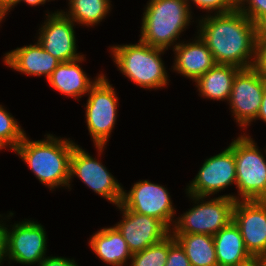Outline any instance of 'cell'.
I'll use <instances>...</instances> for the list:
<instances>
[{
  "label": "cell",
  "mask_w": 266,
  "mask_h": 266,
  "mask_svg": "<svg viewBox=\"0 0 266 266\" xmlns=\"http://www.w3.org/2000/svg\"><path fill=\"white\" fill-rule=\"evenodd\" d=\"M199 20L198 35L205 41L216 64L246 69L256 61L257 30L238 8ZM253 57V58H252ZM251 60V61H250Z\"/></svg>",
  "instance_id": "6da1fadb"
},
{
  "label": "cell",
  "mask_w": 266,
  "mask_h": 266,
  "mask_svg": "<svg viewBox=\"0 0 266 266\" xmlns=\"http://www.w3.org/2000/svg\"><path fill=\"white\" fill-rule=\"evenodd\" d=\"M75 145L70 139H60L51 134L38 141H31L25 135L13 151L37 179L52 190L70 186V160Z\"/></svg>",
  "instance_id": "7a4b0ae2"
},
{
  "label": "cell",
  "mask_w": 266,
  "mask_h": 266,
  "mask_svg": "<svg viewBox=\"0 0 266 266\" xmlns=\"http://www.w3.org/2000/svg\"><path fill=\"white\" fill-rule=\"evenodd\" d=\"M147 4L140 40L164 50L171 45L175 47L174 42L191 22L190 4L187 0H149Z\"/></svg>",
  "instance_id": "3957f363"
},
{
  "label": "cell",
  "mask_w": 266,
  "mask_h": 266,
  "mask_svg": "<svg viewBox=\"0 0 266 266\" xmlns=\"http://www.w3.org/2000/svg\"><path fill=\"white\" fill-rule=\"evenodd\" d=\"M164 51L141 40L137 44L111 47L118 70L141 88L147 89H158L168 84L166 68L160 56Z\"/></svg>",
  "instance_id": "277c9868"
},
{
  "label": "cell",
  "mask_w": 266,
  "mask_h": 266,
  "mask_svg": "<svg viewBox=\"0 0 266 266\" xmlns=\"http://www.w3.org/2000/svg\"><path fill=\"white\" fill-rule=\"evenodd\" d=\"M188 196L195 200L194 203L197 206L195 205L175 220L171 231L172 236L199 233L214 236L233 220V208L238 200L237 196L223 195L209 201H205L204 196Z\"/></svg>",
  "instance_id": "5b68a950"
},
{
  "label": "cell",
  "mask_w": 266,
  "mask_h": 266,
  "mask_svg": "<svg viewBox=\"0 0 266 266\" xmlns=\"http://www.w3.org/2000/svg\"><path fill=\"white\" fill-rule=\"evenodd\" d=\"M234 157L238 200H266V159L251 137L234 140Z\"/></svg>",
  "instance_id": "8992f818"
},
{
  "label": "cell",
  "mask_w": 266,
  "mask_h": 266,
  "mask_svg": "<svg viewBox=\"0 0 266 266\" xmlns=\"http://www.w3.org/2000/svg\"><path fill=\"white\" fill-rule=\"evenodd\" d=\"M88 95L86 123L98 154L101 155L115 126L118 97L105 75L91 87Z\"/></svg>",
  "instance_id": "52a82bcc"
},
{
  "label": "cell",
  "mask_w": 266,
  "mask_h": 266,
  "mask_svg": "<svg viewBox=\"0 0 266 266\" xmlns=\"http://www.w3.org/2000/svg\"><path fill=\"white\" fill-rule=\"evenodd\" d=\"M1 224L5 235L6 259L8 257L9 261L24 265H38L46 258L47 237L41 224L26 220L12 225V230Z\"/></svg>",
  "instance_id": "ba28073f"
},
{
  "label": "cell",
  "mask_w": 266,
  "mask_h": 266,
  "mask_svg": "<svg viewBox=\"0 0 266 266\" xmlns=\"http://www.w3.org/2000/svg\"><path fill=\"white\" fill-rule=\"evenodd\" d=\"M170 197L165 187L141 180L134 183L127 193L123 190L120 205L130 211L161 220L170 229L175 222L173 218L176 213Z\"/></svg>",
  "instance_id": "9c48e42d"
},
{
  "label": "cell",
  "mask_w": 266,
  "mask_h": 266,
  "mask_svg": "<svg viewBox=\"0 0 266 266\" xmlns=\"http://www.w3.org/2000/svg\"><path fill=\"white\" fill-rule=\"evenodd\" d=\"M77 176L95 193L118 206L122 200L123 187L99 162L78 145H75L70 160V181Z\"/></svg>",
  "instance_id": "30bf717a"
},
{
  "label": "cell",
  "mask_w": 266,
  "mask_h": 266,
  "mask_svg": "<svg viewBox=\"0 0 266 266\" xmlns=\"http://www.w3.org/2000/svg\"><path fill=\"white\" fill-rule=\"evenodd\" d=\"M266 80L254 68L241 69L235 76L229 105L240 127L256 120L260 109Z\"/></svg>",
  "instance_id": "8fae6325"
},
{
  "label": "cell",
  "mask_w": 266,
  "mask_h": 266,
  "mask_svg": "<svg viewBox=\"0 0 266 266\" xmlns=\"http://www.w3.org/2000/svg\"><path fill=\"white\" fill-rule=\"evenodd\" d=\"M236 184L234 141L222 152L206 159L188 185L187 195L209 197L230 184Z\"/></svg>",
  "instance_id": "7c38bea8"
},
{
  "label": "cell",
  "mask_w": 266,
  "mask_h": 266,
  "mask_svg": "<svg viewBox=\"0 0 266 266\" xmlns=\"http://www.w3.org/2000/svg\"><path fill=\"white\" fill-rule=\"evenodd\" d=\"M233 221L238 226L245 247L252 257L266 254V200H237Z\"/></svg>",
  "instance_id": "4fadbf2b"
},
{
  "label": "cell",
  "mask_w": 266,
  "mask_h": 266,
  "mask_svg": "<svg viewBox=\"0 0 266 266\" xmlns=\"http://www.w3.org/2000/svg\"><path fill=\"white\" fill-rule=\"evenodd\" d=\"M117 207L122 211L123 219L114 226L120 231L132 254L143 251L171 234V229L161 220L130 211L120 204Z\"/></svg>",
  "instance_id": "5bb4252c"
},
{
  "label": "cell",
  "mask_w": 266,
  "mask_h": 266,
  "mask_svg": "<svg viewBox=\"0 0 266 266\" xmlns=\"http://www.w3.org/2000/svg\"><path fill=\"white\" fill-rule=\"evenodd\" d=\"M48 18L39 29L38 42L43 49L61 62L76 60L83 55L76 53L74 22L63 11L46 15Z\"/></svg>",
  "instance_id": "9a60e30c"
},
{
  "label": "cell",
  "mask_w": 266,
  "mask_h": 266,
  "mask_svg": "<svg viewBox=\"0 0 266 266\" xmlns=\"http://www.w3.org/2000/svg\"><path fill=\"white\" fill-rule=\"evenodd\" d=\"M4 62L15 71L32 76L44 75L48 79L54 69L61 63L45 51L37 41V44L23 46L7 52Z\"/></svg>",
  "instance_id": "2e32d148"
},
{
  "label": "cell",
  "mask_w": 266,
  "mask_h": 266,
  "mask_svg": "<svg viewBox=\"0 0 266 266\" xmlns=\"http://www.w3.org/2000/svg\"><path fill=\"white\" fill-rule=\"evenodd\" d=\"M194 41L187 44L177 43L172 49L175 51L174 71L196 81L216 62L205 41L199 35Z\"/></svg>",
  "instance_id": "e0dca14e"
},
{
  "label": "cell",
  "mask_w": 266,
  "mask_h": 266,
  "mask_svg": "<svg viewBox=\"0 0 266 266\" xmlns=\"http://www.w3.org/2000/svg\"><path fill=\"white\" fill-rule=\"evenodd\" d=\"M84 58L83 55L73 61L61 62L51 76L46 79L49 85L61 94L73 98H81L82 95L89 93L91 87L103 74H99L95 80L90 81V78L80 67V62L82 63Z\"/></svg>",
  "instance_id": "ac0fdd59"
},
{
  "label": "cell",
  "mask_w": 266,
  "mask_h": 266,
  "mask_svg": "<svg viewBox=\"0 0 266 266\" xmlns=\"http://www.w3.org/2000/svg\"><path fill=\"white\" fill-rule=\"evenodd\" d=\"M89 246L103 262L124 266L132 253L120 231L115 227L103 228L90 237Z\"/></svg>",
  "instance_id": "d6986e66"
},
{
  "label": "cell",
  "mask_w": 266,
  "mask_h": 266,
  "mask_svg": "<svg viewBox=\"0 0 266 266\" xmlns=\"http://www.w3.org/2000/svg\"><path fill=\"white\" fill-rule=\"evenodd\" d=\"M213 238L218 266H234L252 258L245 247L241 232L233 220L217 232Z\"/></svg>",
  "instance_id": "ffe728a7"
},
{
  "label": "cell",
  "mask_w": 266,
  "mask_h": 266,
  "mask_svg": "<svg viewBox=\"0 0 266 266\" xmlns=\"http://www.w3.org/2000/svg\"><path fill=\"white\" fill-rule=\"evenodd\" d=\"M240 70L234 65L215 64L195 81L200 95L210 100L229 101L235 76Z\"/></svg>",
  "instance_id": "44dd1931"
},
{
  "label": "cell",
  "mask_w": 266,
  "mask_h": 266,
  "mask_svg": "<svg viewBox=\"0 0 266 266\" xmlns=\"http://www.w3.org/2000/svg\"><path fill=\"white\" fill-rule=\"evenodd\" d=\"M173 237L184 249L191 266H218L213 236L199 233Z\"/></svg>",
  "instance_id": "7402d4cb"
},
{
  "label": "cell",
  "mask_w": 266,
  "mask_h": 266,
  "mask_svg": "<svg viewBox=\"0 0 266 266\" xmlns=\"http://www.w3.org/2000/svg\"><path fill=\"white\" fill-rule=\"evenodd\" d=\"M68 6L69 11L63 13L74 23L86 26L97 25L111 10L110 0H69Z\"/></svg>",
  "instance_id": "603a6c76"
},
{
  "label": "cell",
  "mask_w": 266,
  "mask_h": 266,
  "mask_svg": "<svg viewBox=\"0 0 266 266\" xmlns=\"http://www.w3.org/2000/svg\"><path fill=\"white\" fill-rule=\"evenodd\" d=\"M19 123L0 105V150L9 147L14 150L26 135Z\"/></svg>",
  "instance_id": "cb8c5ba5"
},
{
  "label": "cell",
  "mask_w": 266,
  "mask_h": 266,
  "mask_svg": "<svg viewBox=\"0 0 266 266\" xmlns=\"http://www.w3.org/2000/svg\"><path fill=\"white\" fill-rule=\"evenodd\" d=\"M168 257V236L160 242L150 245L143 251L134 253L131 266H165Z\"/></svg>",
  "instance_id": "d4e9b609"
},
{
  "label": "cell",
  "mask_w": 266,
  "mask_h": 266,
  "mask_svg": "<svg viewBox=\"0 0 266 266\" xmlns=\"http://www.w3.org/2000/svg\"><path fill=\"white\" fill-rule=\"evenodd\" d=\"M165 266H191L184 249L171 234L168 236V257Z\"/></svg>",
  "instance_id": "484cf974"
},
{
  "label": "cell",
  "mask_w": 266,
  "mask_h": 266,
  "mask_svg": "<svg viewBox=\"0 0 266 266\" xmlns=\"http://www.w3.org/2000/svg\"><path fill=\"white\" fill-rule=\"evenodd\" d=\"M238 9L252 22L257 23L266 14V0H244Z\"/></svg>",
  "instance_id": "4316f807"
},
{
  "label": "cell",
  "mask_w": 266,
  "mask_h": 266,
  "mask_svg": "<svg viewBox=\"0 0 266 266\" xmlns=\"http://www.w3.org/2000/svg\"><path fill=\"white\" fill-rule=\"evenodd\" d=\"M197 7L207 11H216L215 13H225L234 10L235 7L228 0H190ZM188 4L190 3L187 0Z\"/></svg>",
  "instance_id": "83f0119b"
},
{
  "label": "cell",
  "mask_w": 266,
  "mask_h": 266,
  "mask_svg": "<svg viewBox=\"0 0 266 266\" xmlns=\"http://www.w3.org/2000/svg\"><path fill=\"white\" fill-rule=\"evenodd\" d=\"M254 68L266 80V37L257 38L256 61Z\"/></svg>",
  "instance_id": "f1b7e54d"
},
{
  "label": "cell",
  "mask_w": 266,
  "mask_h": 266,
  "mask_svg": "<svg viewBox=\"0 0 266 266\" xmlns=\"http://www.w3.org/2000/svg\"><path fill=\"white\" fill-rule=\"evenodd\" d=\"M38 266H78L74 259L64 257H46Z\"/></svg>",
  "instance_id": "f546056e"
},
{
  "label": "cell",
  "mask_w": 266,
  "mask_h": 266,
  "mask_svg": "<svg viewBox=\"0 0 266 266\" xmlns=\"http://www.w3.org/2000/svg\"><path fill=\"white\" fill-rule=\"evenodd\" d=\"M257 38L266 37V14L256 23Z\"/></svg>",
  "instance_id": "4dcf8cb0"
},
{
  "label": "cell",
  "mask_w": 266,
  "mask_h": 266,
  "mask_svg": "<svg viewBox=\"0 0 266 266\" xmlns=\"http://www.w3.org/2000/svg\"><path fill=\"white\" fill-rule=\"evenodd\" d=\"M5 257H6L5 235L2 229V224L0 222V266L3 264V261L6 260L4 259Z\"/></svg>",
  "instance_id": "1f68e13d"
},
{
  "label": "cell",
  "mask_w": 266,
  "mask_h": 266,
  "mask_svg": "<svg viewBox=\"0 0 266 266\" xmlns=\"http://www.w3.org/2000/svg\"><path fill=\"white\" fill-rule=\"evenodd\" d=\"M261 119L266 123V85L262 96V101L260 105L259 112L257 114L256 120Z\"/></svg>",
  "instance_id": "d6a6232c"
},
{
  "label": "cell",
  "mask_w": 266,
  "mask_h": 266,
  "mask_svg": "<svg viewBox=\"0 0 266 266\" xmlns=\"http://www.w3.org/2000/svg\"><path fill=\"white\" fill-rule=\"evenodd\" d=\"M21 1L27 3L28 5H32V6H37V5H43L46 3V1L49 2V0H17L8 10L10 11V9H12L14 6H16L18 3H20Z\"/></svg>",
  "instance_id": "836d02e7"
},
{
  "label": "cell",
  "mask_w": 266,
  "mask_h": 266,
  "mask_svg": "<svg viewBox=\"0 0 266 266\" xmlns=\"http://www.w3.org/2000/svg\"><path fill=\"white\" fill-rule=\"evenodd\" d=\"M234 266H260L258 257H252L244 263Z\"/></svg>",
  "instance_id": "e575fe53"
},
{
  "label": "cell",
  "mask_w": 266,
  "mask_h": 266,
  "mask_svg": "<svg viewBox=\"0 0 266 266\" xmlns=\"http://www.w3.org/2000/svg\"><path fill=\"white\" fill-rule=\"evenodd\" d=\"M17 0H0V5L7 11Z\"/></svg>",
  "instance_id": "d590c367"
},
{
  "label": "cell",
  "mask_w": 266,
  "mask_h": 266,
  "mask_svg": "<svg viewBox=\"0 0 266 266\" xmlns=\"http://www.w3.org/2000/svg\"><path fill=\"white\" fill-rule=\"evenodd\" d=\"M235 8L241 6L244 0H228Z\"/></svg>",
  "instance_id": "8d00e7d4"
},
{
  "label": "cell",
  "mask_w": 266,
  "mask_h": 266,
  "mask_svg": "<svg viewBox=\"0 0 266 266\" xmlns=\"http://www.w3.org/2000/svg\"><path fill=\"white\" fill-rule=\"evenodd\" d=\"M6 15L7 11L0 5V23L3 20V18H5Z\"/></svg>",
  "instance_id": "74e56055"
},
{
  "label": "cell",
  "mask_w": 266,
  "mask_h": 266,
  "mask_svg": "<svg viewBox=\"0 0 266 266\" xmlns=\"http://www.w3.org/2000/svg\"><path fill=\"white\" fill-rule=\"evenodd\" d=\"M260 266H266V254L258 257Z\"/></svg>",
  "instance_id": "f35d334b"
}]
</instances>
